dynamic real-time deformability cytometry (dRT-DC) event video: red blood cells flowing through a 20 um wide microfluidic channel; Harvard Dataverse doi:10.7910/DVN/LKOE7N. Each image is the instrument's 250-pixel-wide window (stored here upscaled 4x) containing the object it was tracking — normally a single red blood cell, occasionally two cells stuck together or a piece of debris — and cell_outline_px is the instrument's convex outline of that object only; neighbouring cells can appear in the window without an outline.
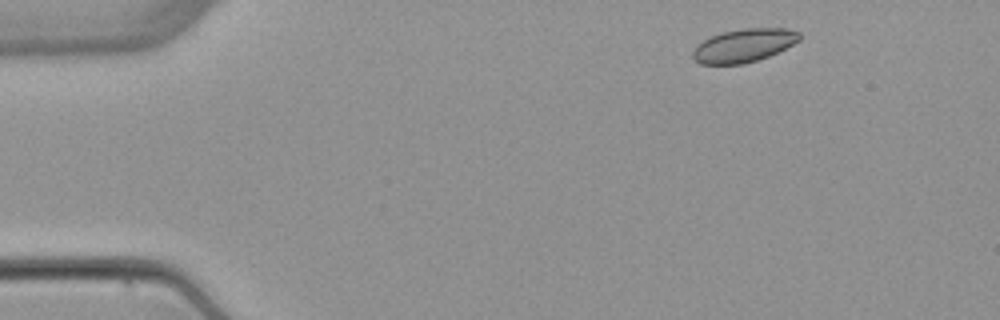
{"species": "common noctule bat (a hibernating species)", "species_latin": "Nyctalus noctula", "temperature_condition": "warm", "stored_images_in_passage": 6, "camera_frame_rate_fps": 3000, "um_per_image_px": 0.085, "animal": {"sex": "female", "body_mass_g": 22.7, "forearm_length_mm": 54.2}, "frame": {"image": 1, "passage_image": 1, "time_ms": 0.0, "image_size_px": [1000, 320], "cell_outline_px": [[800, 40], [768, 56], [744, 64], [700, 64], [692, 60], [692, 52], [696, 44], [712, 36], [724, 32], [744, 28], [784, 28], [800, 32]], "centroid_in_image_um": [63.18, 3.87], "position_along_channel_um": 21.8, "area_um2": 20.58}}
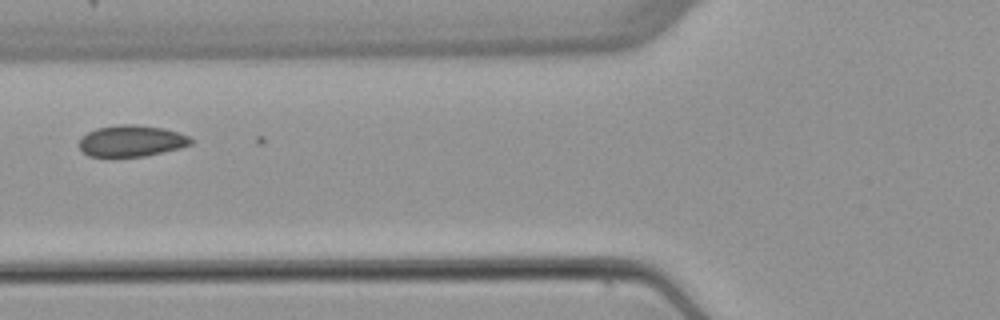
{"frame": {"image": 2, "passage_image": 5, "time_ms": 4.667, "image_size_px": [1000, 320], "cell_outline_px": [[192, 144], [180, 148], [144, 156], [112, 160], [88, 156], [80, 148], [80, 140], [88, 132], [96, 128], [120, 124], [132, 124], [164, 128], [188, 136], [192, 140]], "centroid_in_image_um": [11.12, 12.02], "position_along_channel_um": 114.7, "area_um2": 20.92}}